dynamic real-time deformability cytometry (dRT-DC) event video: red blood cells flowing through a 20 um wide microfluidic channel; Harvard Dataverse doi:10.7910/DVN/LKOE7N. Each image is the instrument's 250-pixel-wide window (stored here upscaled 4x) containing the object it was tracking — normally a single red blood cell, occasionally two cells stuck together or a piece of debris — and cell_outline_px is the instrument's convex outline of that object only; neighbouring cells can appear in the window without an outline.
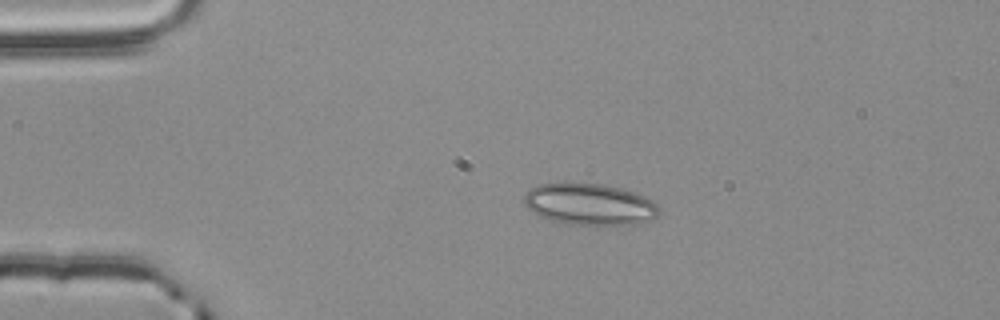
{"species": "common noctule bat (a hibernating species)", "species_latin": "Nyctalus noctula", "temperature_condition": "room temperature", "stored_images_in_passage": 3, "camera_frame_rate_fps": 3000, "um_per_image_px": 0.085, "animal": {"sex": "male", "body_mass_g": 20.4}, "frame": {"image": 1, "passage_image": 1, "time_ms": 0.0, "image_size_px": [1000, 320], "cell_outline_px": [[660, 212], [656, 216], [636, 224], [572, 224], [552, 220], [540, 216], [532, 212], [524, 204], [524, 196], [528, 188], [540, 184], [568, 180], [604, 184], [620, 188], [644, 196], [652, 200], [660, 208]], "centroid_in_image_um": [50.05, 17.31], "position_along_channel_um": 34.9, "area_um2": 33.06}}
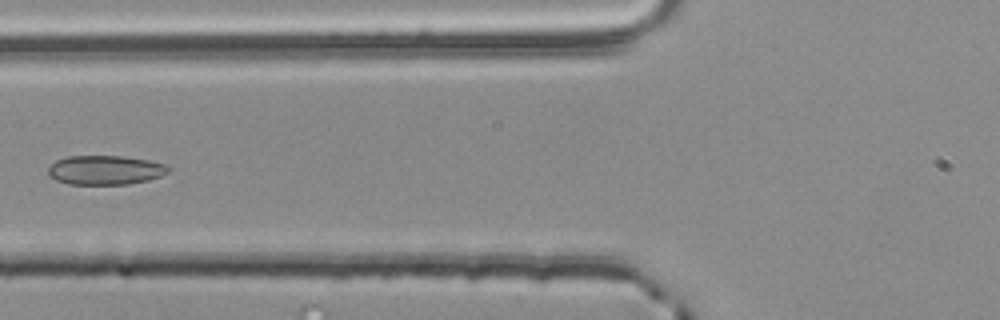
{"frame": {"image": 2, "passage_image": 3, "time_ms": 0.667, "image_size_px": [1000, 320], "cell_outline_px": [[172, 168], [168, 172], [160, 176], [148, 180], [128, 184], [68, 184], [56, 180], [48, 172], [48, 168], [56, 160], [68, 156], [124, 156], [148, 160], [164, 164]], "centroid_in_image_um": [8.96, 14.45], "position_along_channel_um": 116.8, "area_um2": 20.4}}